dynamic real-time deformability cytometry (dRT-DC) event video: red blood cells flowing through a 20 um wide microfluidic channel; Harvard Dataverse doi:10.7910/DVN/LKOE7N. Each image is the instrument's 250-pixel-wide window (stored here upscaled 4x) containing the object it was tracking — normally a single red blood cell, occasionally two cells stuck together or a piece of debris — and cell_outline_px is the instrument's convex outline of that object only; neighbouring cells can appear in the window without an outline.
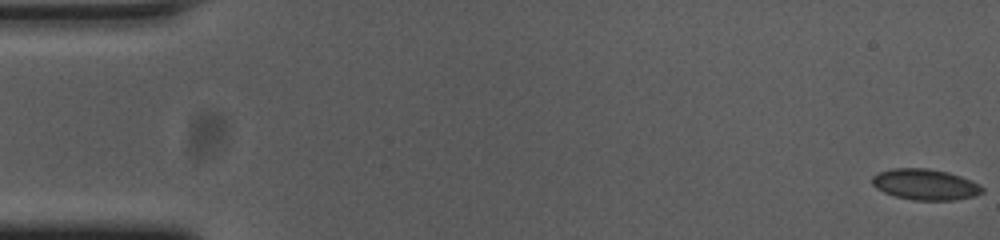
{"species": "common noctule bat (a hibernating species)", "species_latin": "Nyctalus noctula", "temperature_condition": "cold", "stored_images_in_passage": 58, "camera_frame_rate_fps": 3000, "um_per_image_px": 0.085, "animal": {"sex": "female", "body_mass_g": 23.0, "forearm_length_mm": 53.4}, "frame": {"image": 1, "passage_image": 1, "time_ms": 0.0, "image_size_px": [1000, 240], "cell_outline_px": [[984, 192], [972, 196], [952, 200], [912, 200], [896, 196], [884, 192], [876, 188], [872, 184], [872, 176], [876, 172], [892, 168], [928, 168], [948, 172], [960, 176], [980, 184], [984, 188]], "centroid_in_image_um": [78.62, 15.67], "position_along_channel_um": 6.4, "area_um2": 19.88}}
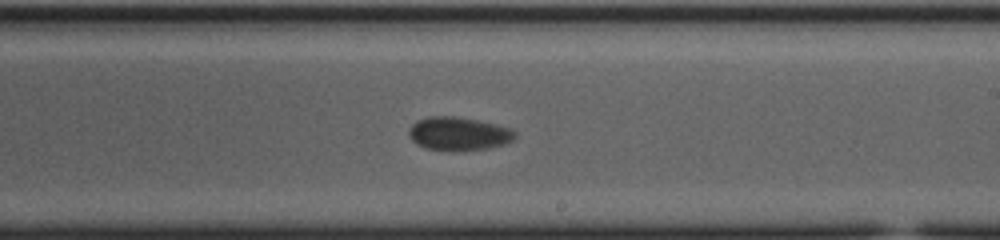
{"frame": {"image": 2, "passage_image": 34, "time_ms": 11.0, "image_size_px": [1000, 240], "cell_outline_px": [[516, 136], [512, 140], [504, 144], [488, 148], [464, 152], [424, 148], [416, 144], [412, 140], [408, 132], [412, 124], [416, 120], [428, 116], [456, 116], [496, 124], [512, 128], [516, 132]], "centroid_in_image_um": [38.98, 11.37], "position_along_channel_um": 250.0, "area_um2": 20.98}}
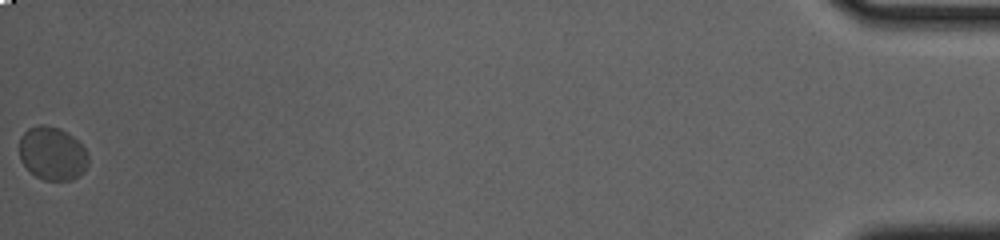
{"frame": {"image": 3, "passage_image": 58, "time_ms": 19.0, "image_size_px": [1000, 240], "cell_outline_px": [[88, 164], [84, 172], [72, 180], [44, 180], [36, 176], [20, 160], [20, 136], [28, 128], [40, 124], [44, 124], [60, 128], [68, 132], [88, 152]], "centroid_in_image_um": [4.46, 13.03], "position_along_channel_um": 430.7, "area_um2": 21.5}, "authors_computed_cell_mechanics": {"area_um2": 20.1144, "velocity_mm_per_s": 3.5479, "shape_relaxation_time_tau1_ms": 3.685, "shape_relaxation_time_tau2_ms": 2.2388, "deformation_change_tau1": 0.067, "deformation_change_tau2": 0.0505}}